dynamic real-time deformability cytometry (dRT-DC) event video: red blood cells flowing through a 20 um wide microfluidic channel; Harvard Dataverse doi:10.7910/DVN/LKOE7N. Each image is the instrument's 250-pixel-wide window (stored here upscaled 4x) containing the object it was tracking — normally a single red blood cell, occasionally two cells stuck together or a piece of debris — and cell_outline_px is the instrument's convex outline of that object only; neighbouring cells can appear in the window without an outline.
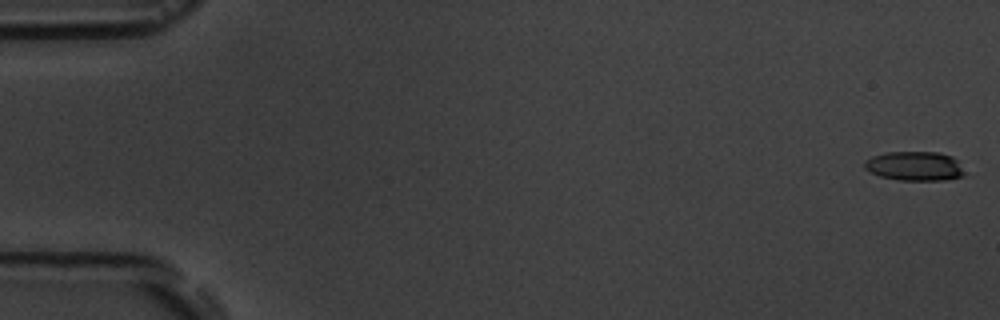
{"species": "common noctule bat (a hibernating species)", "species_latin": "Nyctalus noctula", "temperature_condition": "room temperature", "stored_images_in_passage": 17, "camera_frame_rate_fps": 3000, "um_per_image_px": 0.085, "animal": {"sex": "male", "body_mass_g": 19.5, "forearm_length_mm": 54.6}, "frame": {"image": 1, "passage_image": 1, "time_ms": 0.0, "image_size_px": [1000, 320], "cell_outline_px": [[964, 176], [944, 180], [900, 180], [880, 176], [864, 168], [864, 160], [872, 156], [884, 152], [940, 152], [952, 156], [956, 160], [964, 172]], "centroid_in_image_um": [77.73, 14.11], "position_along_channel_um": 7.3, "area_um2": 17.05}}
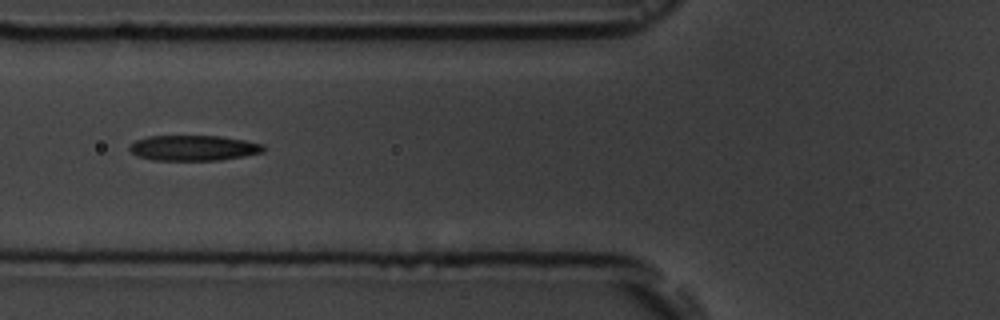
{"frame": {"image": 2, "passage_image": 7, "time_ms": 7.0, "image_size_px": [1000, 320], "cell_outline_px": [[264, 152], [244, 156], [220, 160], [152, 160], [136, 156], [128, 148], [136, 140], [148, 136], [220, 136], [244, 140], [264, 144]], "centroid_in_image_um": [16.45, 12.58], "position_along_channel_um": 109.3, "area_um2": 19.83}}
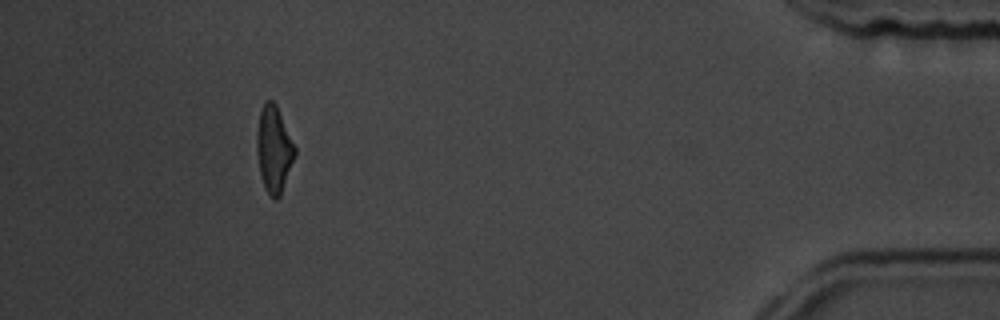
{"frame": {"image": 3, "passage_image": 16, "time_ms": 17.0, "image_size_px": [1000, 320], "cell_outline_px": [[296, 156], [280, 196], [276, 200], [272, 200], [264, 188], [260, 172], [256, 152], [256, 132], [260, 112], [264, 104], [268, 100], [272, 100], [276, 104], [296, 148]], "centroid_in_image_um": [23.28, 12.73], "position_along_channel_um": 411.9, "area_um2": 19.31}, "authors_computed_cell_mechanics": {"area_um2": 19.8254, "velocity_mm_per_s": 3.6333, "shape_relaxation_time_tau1_ms": 2.8575, "shape_relaxation_time_tau2_ms": 1.6589, "deformation_change_tau1": 0.1316, "deformation_change_tau2": 0.1092}}